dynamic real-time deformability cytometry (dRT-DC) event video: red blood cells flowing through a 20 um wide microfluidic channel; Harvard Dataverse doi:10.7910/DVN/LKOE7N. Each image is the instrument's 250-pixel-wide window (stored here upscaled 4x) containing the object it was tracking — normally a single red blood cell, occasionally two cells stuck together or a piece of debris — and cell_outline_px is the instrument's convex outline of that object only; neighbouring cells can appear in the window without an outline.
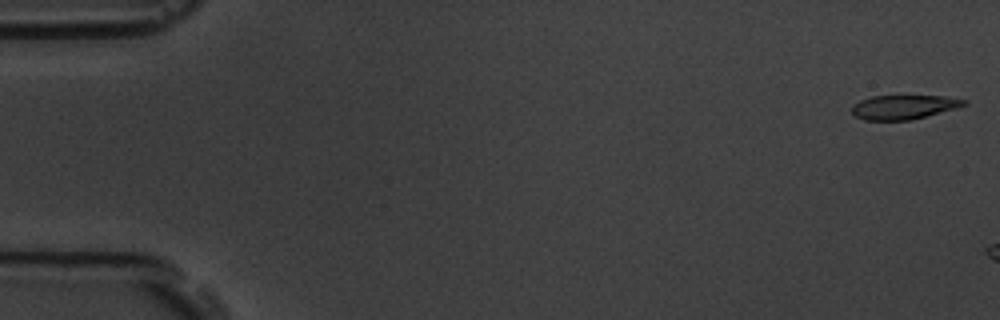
{"species": "common noctule bat (a hibernating species)", "species_latin": "Nyctalus noctula", "temperature_condition": "room temperature", "stored_images_in_passage": 3, "camera_frame_rate_fps": 3000, "um_per_image_px": 0.085, "animal": {"sex": "male", "body_mass_g": 19.5, "forearm_length_mm": 54.6}, "frame": {"image": 1, "passage_image": 1, "time_ms": 0.0, "image_size_px": [1000, 320], "cell_outline_px": [[968, 104], [956, 108], [912, 120], [864, 120], [856, 116], [852, 112], [852, 104], [860, 100], [872, 96], [944, 96], [968, 100]], "centroid_in_image_um": [76.82, 9.1], "position_along_channel_um": 8.2, "area_um2": 15.84}}